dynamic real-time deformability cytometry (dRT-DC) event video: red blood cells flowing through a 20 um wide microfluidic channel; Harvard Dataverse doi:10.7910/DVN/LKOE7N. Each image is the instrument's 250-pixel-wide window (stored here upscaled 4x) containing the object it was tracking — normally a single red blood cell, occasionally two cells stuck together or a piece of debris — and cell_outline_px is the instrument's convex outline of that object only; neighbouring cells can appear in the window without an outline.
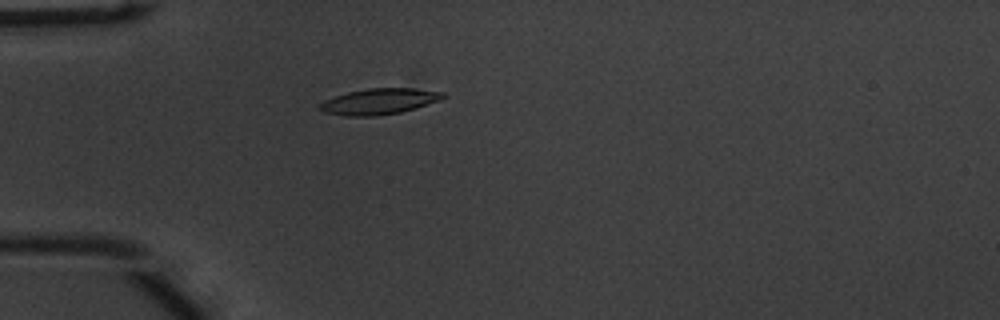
{"species": "common noctule bat (a hibernating species)", "species_latin": "Nyctalus noctula", "temperature_condition": "warm", "stored_images_in_passage": 46, "camera_frame_rate_fps": 3000, "um_per_image_px": 0.085, "animal": {"sex": "male", "body_mass_g": 20.1, "forearm_length_mm": 53.5}, "frame": {"image": 1, "passage_image": 8, "time_ms": 2.333, "image_size_px": [1000, 320], "cell_outline_px": [[448, 96], [440, 100], [400, 112], [376, 116], [344, 116], [324, 112], [316, 108], [324, 100], [348, 92], [368, 88], [412, 88], [444, 92]], "centroid_in_image_um": [32.21, 8.62], "position_along_channel_um": 52.8, "area_um2": 18.55}}
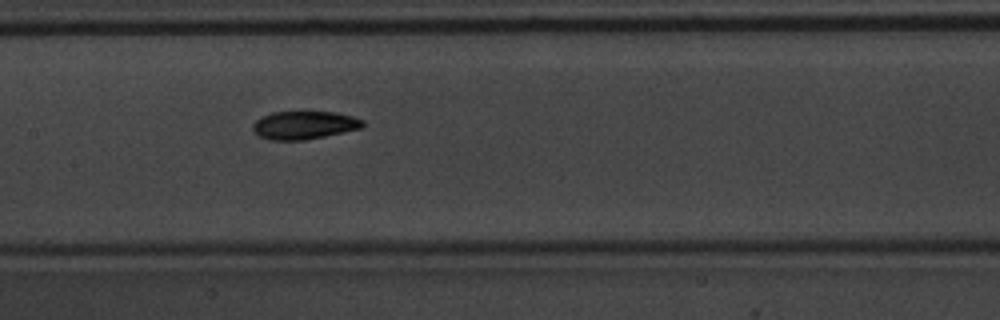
{"frame": {"image": 2, "passage_image": 19, "time_ms": 6.0, "image_size_px": [1000, 320], "cell_outline_px": [[364, 124], [360, 128], [324, 136], [304, 140], [272, 140], [256, 136], [252, 128], [252, 124], [260, 116], [272, 112], [336, 112], [352, 116], [364, 120]], "centroid_in_image_um": [25.8, 10.63], "position_along_channel_um": 181.6, "area_um2": 18.03}}
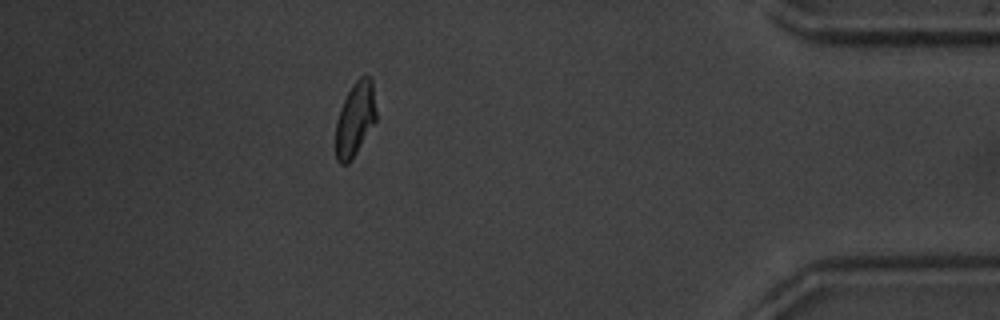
{"frame": {"image": 3, "passage_image": 40, "time_ms": 13.0, "image_size_px": [1000, 320], "cell_outline_px": [[376, 120], [356, 152], [348, 164], [340, 164], [336, 160], [336, 120], [340, 108], [352, 84], [360, 76], [368, 76], [372, 80], [376, 112]], "centroid_in_image_um": [30.17, 10.12], "position_along_channel_um": 405.0, "area_um2": 17.28}, "authors_computed_cell_mechanics": {"area_um2": 18.0047, "velocity_mm_per_s": 3.7964, "shape_relaxation_time_tau1_ms": 3.3064, "shape_relaxation_time_tau2_ms": 2.7928, "deformation_change_tau1": 0.1415, "deformation_change_tau2": 0.0775}}